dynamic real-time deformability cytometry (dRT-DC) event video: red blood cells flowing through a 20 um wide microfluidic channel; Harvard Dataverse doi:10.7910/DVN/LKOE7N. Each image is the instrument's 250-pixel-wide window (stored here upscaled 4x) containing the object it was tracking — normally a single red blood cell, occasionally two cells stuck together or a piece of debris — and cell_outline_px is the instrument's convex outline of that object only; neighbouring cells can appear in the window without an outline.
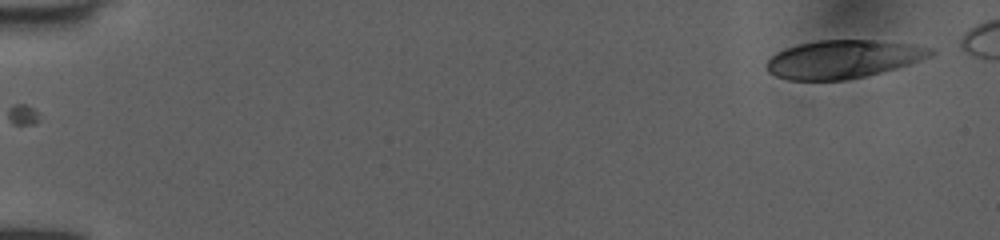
{"species": "human", "species_latin": "Homo sapiens", "temperature_condition": "room temperature", "stored_images_in_passage": 49, "camera_frame_rate_fps": 3000, "um_per_image_px": 0.085, "donor": {"sex": "female"}, "frame": {"image": 1, "passage_image": 1, "time_ms": 0.0, "image_size_px": [1000, 240], "cell_outline_px": [[936, 52], [928, 56], [908, 64], [896, 68], [864, 76], [844, 80], [788, 80], [776, 76], [768, 72], [768, 60], [776, 52], [800, 44], [820, 40], [872, 40], [908, 44], [932, 48]], "centroid_in_image_um": [71.63, 5.03], "position_along_channel_um": 13.4, "area_um2": 35.84}}
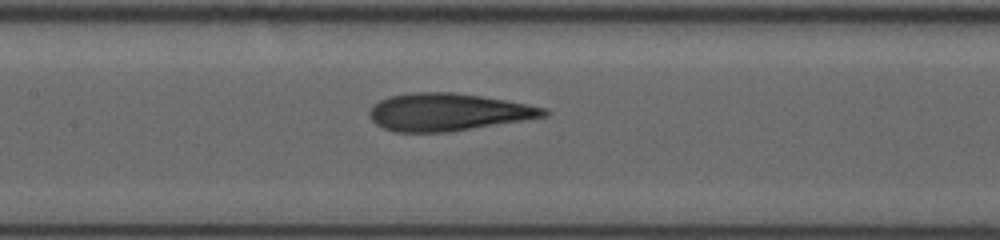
{"frame": {"image": 2, "passage_image": 24, "time_ms": 7.667, "image_size_px": [1000, 240], "cell_outline_px": [[548, 116], [524, 120], [448, 132], [392, 132], [376, 124], [372, 120], [368, 112], [372, 104], [388, 96], [412, 92], [452, 92], [480, 96], [528, 104], [548, 108]], "centroid_in_image_um": [38.05, 9.52], "position_along_channel_um": 169.4, "area_um2": 38.15}}
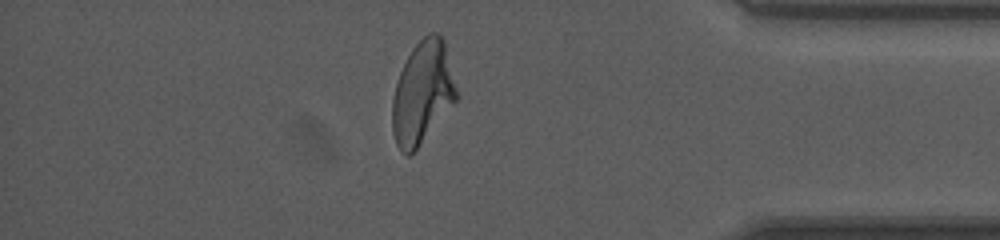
{"frame": {"image": 3, "passage_image": 43, "time_ms": 14.0, "image_size_px": [1000, 240], "cell_outline_px": [[460, 96], [416, 148], [408, 156], [400, 152], [396, 144], [392, 132], [392, 100], [396, 84], [400, 72], [412, 48], [428, 32], [440, 32], [444, 40]], "centroid_in_image_um": [35.92, 7.85], "position_along_channel_um": 399.3, "area_um2": 38.32}}